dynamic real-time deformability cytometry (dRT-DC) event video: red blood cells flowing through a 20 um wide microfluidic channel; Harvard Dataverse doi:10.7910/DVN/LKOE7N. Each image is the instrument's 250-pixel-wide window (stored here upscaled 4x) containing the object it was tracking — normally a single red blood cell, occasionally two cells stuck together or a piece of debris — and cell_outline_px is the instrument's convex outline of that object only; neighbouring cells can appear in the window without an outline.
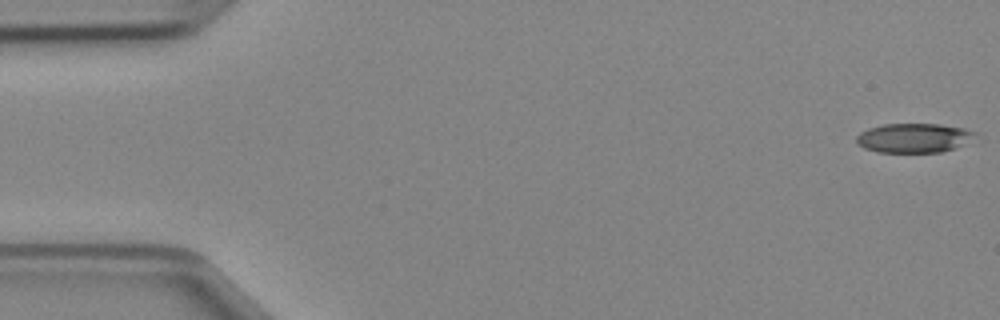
{"species": "Egyptian fruit bat (a non-hibernating species)", "species_latin": "Rousettus aegyptiacus", "temperature_condition": "cold", "stored_images_in_passage": 7, "camera_frame_rate_fps": 3000, "um_per_image_px": 0.085, "animal": {"sex": "female"}, "frame": {"image": 1, "passage_image": 1, "time_ms": 0.0, "image_size_px": [1000, 320], "cell_outline_px": [[976, 132], [952, 148], [944, 152], [876, 152], [864, 148], [856, 144], [856, 136], [860, 132], [868, 128], [884, 124], [940, 124], [964, 128]], "centroid_in_image_um": [77.52, 11.72], "position_along_channel_um": 7.5, "area_um2": 19.83}}